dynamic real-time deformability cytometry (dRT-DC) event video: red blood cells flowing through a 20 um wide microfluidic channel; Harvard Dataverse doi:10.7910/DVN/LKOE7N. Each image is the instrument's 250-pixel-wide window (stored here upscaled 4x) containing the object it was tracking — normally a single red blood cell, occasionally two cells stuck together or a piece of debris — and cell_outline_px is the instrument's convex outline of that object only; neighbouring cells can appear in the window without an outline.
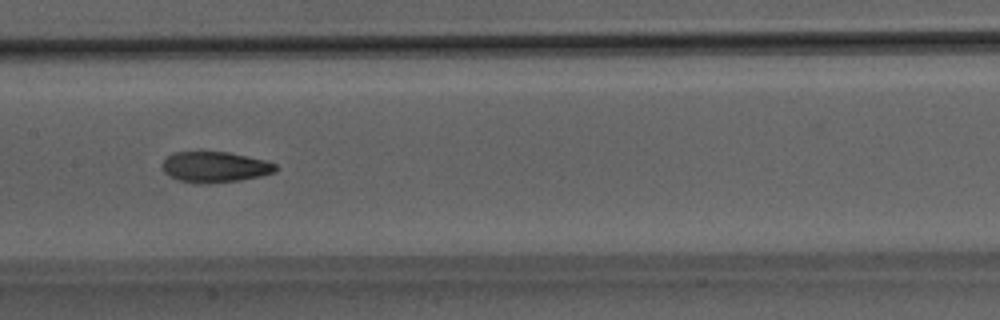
{"species": "Egyptian fruit bat (a non-hibernating species)", "species_latin": "Rousettus aegyptiacus", "temperature_condition": "room temperature", "stored_images_in_passage": 41, "camera_frame_rate_fps": 3000, "um_per_image_px": 0.085, "animal": {"sex": "male"}, "frame": {"image": 1, "passage_image": 16, "time_ms": 5.0, "image_size_px": [1000, 320], "cell_outline_px": [[280, 168], [276, 172], [260, 176], [240, 180], [204, 184], [200, 184], [176, 180], [164, 172], [164, 160], [168, 156], [176, 152], [228, 152], [268, 160], [276, 164]], "centroid_in_image_um": [18.33, 14.2], "position_along_channel_um": 189.1, "area_um2": 20.4}}
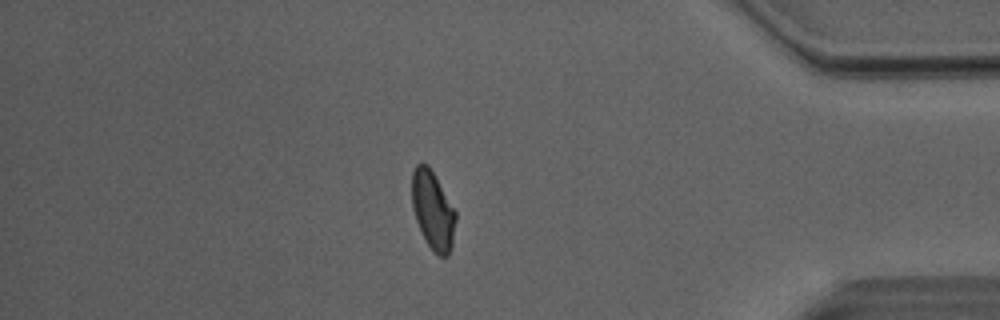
{"frame": {"image": 2, "passage_image": 34, "time_ms": 11.0, "image_size_px": [1000, 320], "cell_outline_px": [[456, 220], [452, 244], [448, 256], [440, 256], [428, 244], [416, 220], [412, 208], [412, 172], [416, 164], [428, 164], [456, 212]], "centroid_in_image_um": [36.79, 17.85], "position_along_channel_um": 398.4, "area_um2": 19.59}}
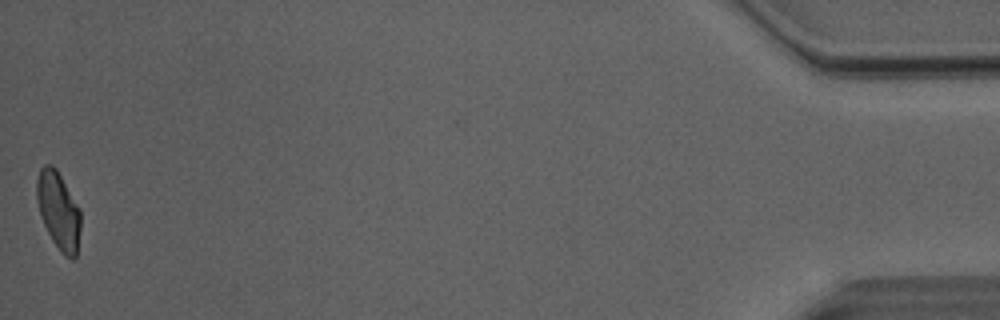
{"frame": {"image": 3, "passage_image": 41, "time_ms": 13.333, "image_size_px": [1000, 320], "cell_outline_px": [[80, 228], [76, 256], [72, 260], [64, 256], [60, 252], [52, 240], [40, 216], [36, 200], [36, 180], [40, 168], [44, 164], [52, 164], [56, 168], [80, 208]], "centroid_in_image_um": [4.96, 17.89], "position_along_channel_um": 430.2, "area_um2": 20.0}, "authors_computed_cell_mechanics": {"area_um2": 20.5768, "velocity_mm_per_s": 4.0637, "shape_relaxation_time_tau1_ms": 7.0586, "shape_relaxation_time_tau2_ms": 2.7605, "deformation_change_tau1": 0.1715, "deformation_change_tau2": 0.0956}}